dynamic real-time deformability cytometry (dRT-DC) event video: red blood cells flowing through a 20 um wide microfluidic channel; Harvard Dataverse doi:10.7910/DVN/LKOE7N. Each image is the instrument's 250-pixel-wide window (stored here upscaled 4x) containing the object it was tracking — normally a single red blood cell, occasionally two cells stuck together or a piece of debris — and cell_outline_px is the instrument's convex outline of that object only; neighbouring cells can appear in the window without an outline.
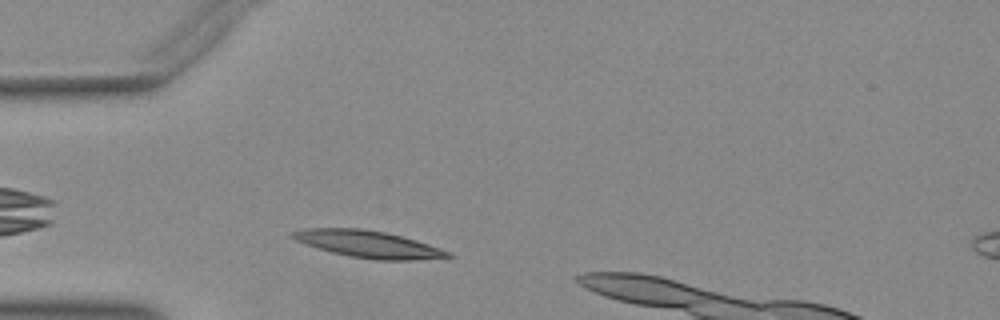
{"species": "Egyptian fruit bat (a non-hibernating species)", "species_latin": "Rousettus aegyptiacus", "temperature_condition": "warm", "stored_images_in_passage": 32, "camera_frame_rate_fps": 3000, "um_per_image_px": 0.085, "animal": {"sex": "female"}, "frame": {"image": 1, "passage_image": 4, "time_ms": 1.0, "image_size_px": [1000, 320], "cell_outline_px": [[452, 256], [412, 260], [376, 260], [348, 256], [332, 252], [296, 240], [292, 236], [292, 232], [308, 228], [360, 228], [384, 232], [416, 240], [452, 252]], "centroid_in_image_um": [31.34, 20.75], "position_along_channel_um": 53.7, "area_um2": 23.93}}
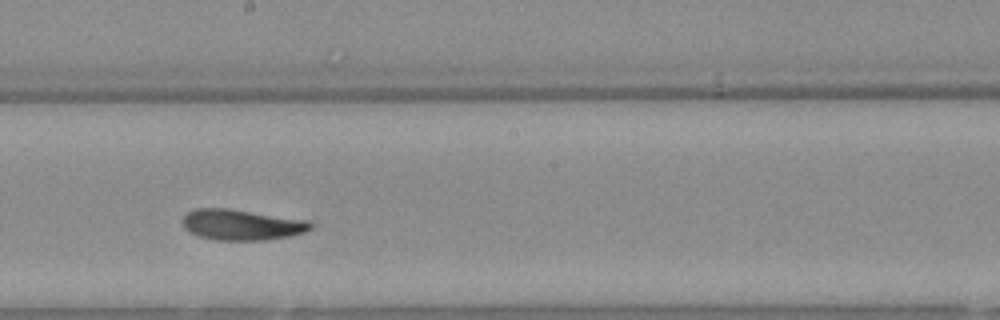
{"frame": {"image": 2, "passage_image": 18, "time_ms": 5.667, "image_size_px": [1000, 320], "cell_outline_px": [[312, 228], [304, 232], [288, 236], [260, 240], [216, 240], [200, 236], [184, 228], [180, 220], [188, 212], [196, 208], [228, 208], [308, 220], [312, 224]], "centroid_in_image_um": [20.51, 19.09], "position_along_channel_um": 227.7, "area_um2": 22.77}}
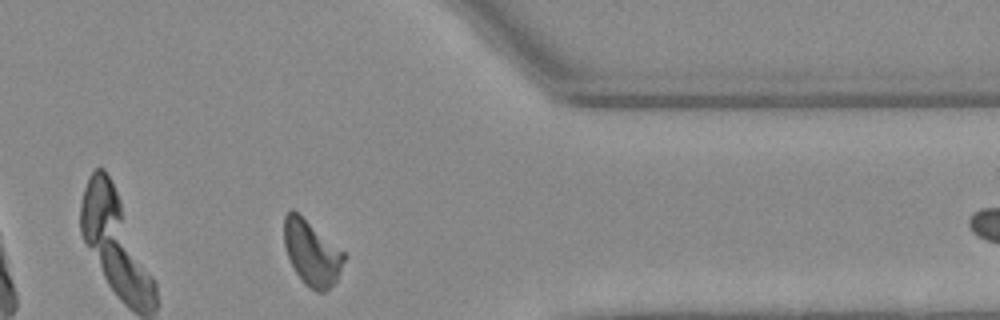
{"frame": {"image": 3, "passage_image": 31, "time_ms": 10.0, "image_size_px": [1000, 320], "cell_outline_px": [[344, 260], [336, 280], [324, 292], [316, 292], [308, 288], [304, 284], [296, 272], [288, 256], [284, 244], [284, 216], [292, 208], [344, 252]], "centroid_in_image_um": [26.47, 21.51], "position_along_channel_um": 384.9, "area_um2": 22.2}}